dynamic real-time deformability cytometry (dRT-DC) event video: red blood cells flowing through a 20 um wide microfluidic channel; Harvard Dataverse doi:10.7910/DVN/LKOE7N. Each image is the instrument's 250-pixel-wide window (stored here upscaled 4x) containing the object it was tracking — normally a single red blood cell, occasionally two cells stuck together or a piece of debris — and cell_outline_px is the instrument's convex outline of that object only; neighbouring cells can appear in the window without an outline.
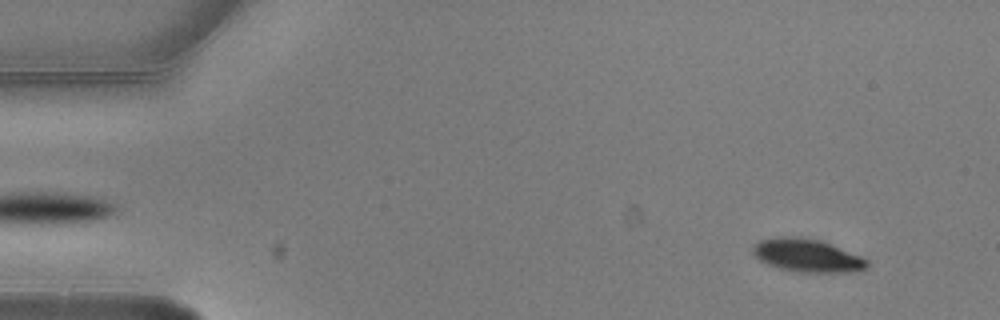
{"species": "common noctule bat (a hibernating species)", "species_latin": "Nyctalus noctula", "temperature_condition": "warm", "stored_images_in_passage": 4, "camera_frame_rate_fps": 3000, "um_per_image_px": 0.085, "animal": {"sex": "male", "body_mass_g": 20.5, "forearm_length_mm": 52.5}, "frame": {"image": 1, "passage_image": 1, "time_ms": 0.0, "image_size_px": [1000, 320], "cell_outline_px": [[868, 268], [856, 272], [800, 272], [780, 268], [768, 264], [760, 260], [752, 252], [752, 244], [760, 240], [776, 236], [800, 236], [820, 240], [860, 256], [868, 260]], "centroid_in_image_um": [68.59, 21.7], "position_along_channel_um": 16.4, "area_um2": 22.08}}
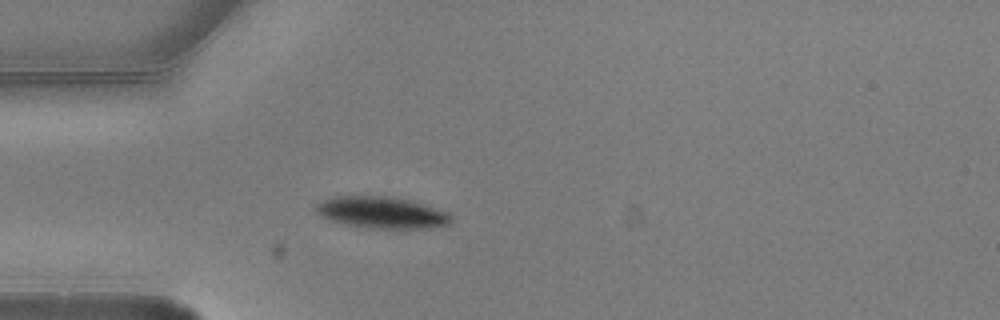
{"frame": {"image": 2, "passage_image": 4, "time_ms": 1.0, "image_size_px": [1000, 320], "cell_outline_px": [[452, 220], [448, 224], [428, 228], [368, 228], [344, 224], [320, 216], [316, 212], [316, 204], [332, 196], [396, 196], [412, 200], [448, 212], [452, 216]], "centroid_in_image_um": [32.45, 18.05], "position_along_channel_um": 52.5, "area_um2": 25.03}}